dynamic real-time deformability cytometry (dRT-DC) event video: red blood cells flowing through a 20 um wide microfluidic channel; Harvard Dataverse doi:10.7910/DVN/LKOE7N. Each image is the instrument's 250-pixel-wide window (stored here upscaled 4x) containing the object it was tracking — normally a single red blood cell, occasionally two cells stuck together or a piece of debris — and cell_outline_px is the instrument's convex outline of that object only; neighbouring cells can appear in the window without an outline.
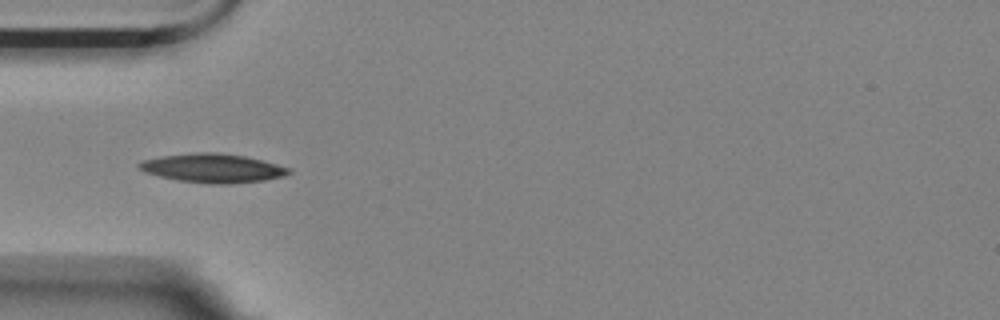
{"species": "Egyptian fruit bat (a non-hibernating species)", "species_latin": "Rousettus aegyptiacus", "temperature_condition": "room temperature", "stored_images_in_passage": 5, "camera_frame_rate_fps": 3000, "um_per_image_px": 0.085, "animal": {"sex": "female"}, "frame": {"image": 1, "passage_image": 5, "time_ms": 4.667, "image_size_px": [1000, 320], "cell_outline_px": [[292, 172], [284, 176], [264, 180], [228, 184], [212, 184], [176, 180], [144, 172], [136, 168], [136, 164], [140, 160], [164, 156], [196, 152], [216, 152], [244, 156], [292, 168]], "centroid_in_image_um": [18.04, 14.29], "position_along_channel_um": 67.0, "area_um2": 25.26}}